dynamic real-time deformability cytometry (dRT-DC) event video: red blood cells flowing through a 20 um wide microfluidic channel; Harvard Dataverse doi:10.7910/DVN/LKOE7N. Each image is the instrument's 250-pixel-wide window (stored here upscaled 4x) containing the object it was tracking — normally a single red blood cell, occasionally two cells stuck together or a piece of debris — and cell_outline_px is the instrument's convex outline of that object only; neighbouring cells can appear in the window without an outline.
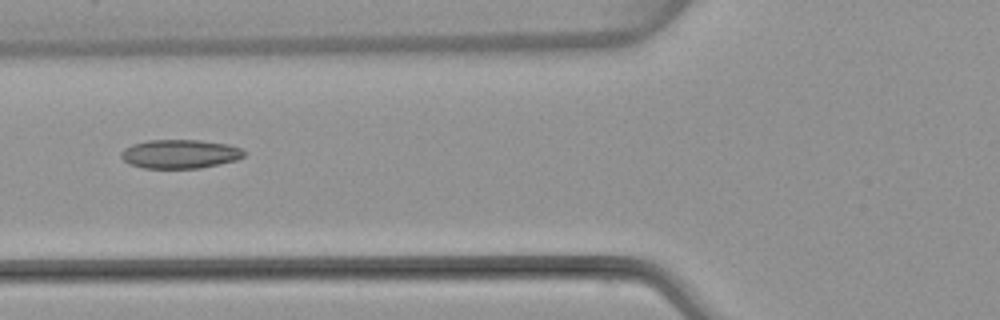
{"species": "common noctule bat (a hibernating species)", "species_latin": "Nyctalus noctula", "temperature_condition": "warm", "stored_images_in_passage": 3, "camera_frame_rate_fps": 3000, "um_per_image_px": 0.085, "animal": {"sex": "female", "body_mass_g": 22.7, "forearm_length_mm": 54.2}, "frame": {"image": 1, "passage_image": 3, "time_ms": 6.0, "image_size_px": [1000, 320], "cell_outline_px": [[248, 152], [244, 156], [236, 160], [200, 168], [144, 168], [128, 164], [120, 156], [120, 152], [124, 148], [132, 144], [148, 140], [200, 140], [228, 144], [240, 148]], "centroid_in_image_um": [15.29, 13.08], "position_along_channel_um": 110.5, "area_um2": 20.81}}